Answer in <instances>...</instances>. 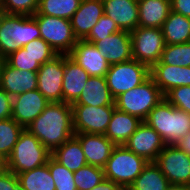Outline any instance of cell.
<instances>
[{
    "instance_id": "52a82bcc",
    "label": "cell",
    "mask_w": 190,
    "mask_h": 190,
    "mask_svg": "<svg viewBox=\"0 0 190 190\" xmlns=\"http://www.w3.org/2000/svg\"><path fill=\"white\" fill-rule=\"evenodd\" d=\"M149 77L150 68L135 59L110 65L105 76L114 99L121 93L141 85Z\"/></svg>"
},
{
    "instance_id": "7dc6e473",
    "label": "cell",
    "mask_w": 190,
    "mask_h": 190,
    "mask_svg": "<svg viewBox=\"0 0 190 190\" xmlns=\"http://www.w3.org/2000/svg\"><path fill=\"white\" fill-rule=\"evenodd\" d=\"M5 168V160L0 156V171L4 170Z\"/></svg>"
},
{
    "instance_id": "44dd1931",
    "label": "cell",
    "mask_w": 190,
    "mask_h": 190,
    "mask_svg": "<svg viewBox=\"0 0 190 190\" xmlns=\"http://www.w3.org/2000/svg\"><path fill=\"white\" fill-rule=\"evenodd\" d=\"M90 75L69 55L64 54V76L62 79L63 102L74 104L81 95Z\"/></svg>"
},
{
    "instance_id": "836d02e7",
    "label": "cell",
    "mask_w": 190,
    "mask_h": 190,
    "mask_svg": "<svg viewBox=\"0 0 190 190\" xmlns=\"http://www.w3.org/2000/svg\"><path fill=\"white\" fill-rule=\"evenodd\" d=\"M47 166L54 179L56 190H77L74 181V172L62 166L52 156L49 157Z\"/></svg>"
},
{
    "instance_id": "277c9868",
    "label": "cell",
    "mask_w": 190,
    "mask_h": 190,
    "mask_svg": "<svg viewBox=\"0 0 190 190\" xmlns=\"http://www.w3.org/2000/svg\"><path fill=\"white\" fill-rule=\"evenodd\" d=\"M50 156L51 152L29 130L24 129L6 159L5 167L17 175L47 164Z\"/></svg>"
},
{
    "instance_id": "ee69618b",
    "label": "cell",
    "mask_w": 190,
    "mask_h": 190,
    "mask_svg": "<svg viewBox=\"0 0 190 190\" xmlns=\"http://www.w3.org/2000/svg\"><path fill=\"white\" fill-rule=\"evenodd\" d=\"M91 190H124L120 185L114 183L113 181L105 179L100 184L96 185Z\"/></svg>"
},
{
    "instance_id": "e0dca14e",
    "label": "cell",
    "mask_w": 190,
    "mask_h": 190,
    "mask_svg": "<svg viewBox=\"0 0 190 190\" xmlns=\"http://www.w3.org/2000/svg\"><path fill=\"white\" fill-rule=\"evenodd\" d=\"M74 136L80 141L87 165L104 168L116 145L102 134L77 133Z\"/></svg>"
},
{
    "instance_id": "4fadbf2b",
    "label": "cell",
    "mask_w": 190,
    "mask_h": 190,
    "mask_svg": "<svg viewBox=\"0 0 190 190\" xmlns=\"http://www.w3.org/2000/svg\"><path fill=\"white\" fill-rule=\"evenodd\" d=\"M165 145L160 134L143 121L124 143L127 149L142 156L148 162H154Z\"/></svg>"
},
{
    "instance_id": "f35d334b",
    "label": "cell",
    "mask_w": 190,
    "mask_h": 190,
    "mask_svg": "<svg viewBox=\"0 0 190 190\" xmlns=\"http://www.w3.org/2000/svg\"><path fill=\"white\" fill-rule=\"evenodd\" d=\"M120 31L113 19L103 14L84 40H101Z\"/></svg>"
},
{
    "instance_id": "e575fe53",
    "label": "cell",
    "mask_w": 190,
    "mask_h": 190,
    "mask_svg": "<svg viewBox=\"0 0 190 190\" xmlns=\"http://www.w3.org/2000/svg\"><path fill=\"white\" fill-rule=\"evenodd\" d=\"M39 0H0V12L32 16L37 12Z\"/></svg>"
},
{
    "instance_id": "7bdbcfd3",
    "label": "cell",
    "mask_w": 190,
    "mask_h": 190,
    "mask_svg": "<svg viewBox=\"0 0 190 190\" xmlns=\"http://www.w3.org/2000/svg\"><path fill=\"white\" fill-rule=\"evenodd\" d=\"M174 145L190 156V132L175 142Z\"/></svg>"
},
{
    "instance_id": "8fae6325",
    "label": "cell",
    "mask_w": 190,
    "mask_h": 190,
    "mask_svg": "<svg viewBox=\"0 0 190 190\" xmlns=\"http://www.w3.org/2000/svg\"><path fill=\"white\" fill-rule=\"evenodd\" d=\"M73 112L74 134L90 133L105 135L115 106L93 107L71 105Z\"/></svg>"
},
{
    "instance_id": "4316f807",
    "label": "cell",
    "mask_w": 190,
    "mask_h": 190,
    "mask_svg": "<svg viewBox=\"0 0 190 190\" xmlns=\"http://www.w3.org/2000/svg\"><path fill=\"white\" fill-rule=\"evenodd\" d=\"M165 44L190 42V18L171 11L162 26Z\"/></svg>"
},
{
    "instance_id": "f6af8a7d",
    "label": "cell",
    "mask_w": 190,
    "mask_h": 190,
    "mask_svg": "<svg viewBox=\"0 0 190 190\" xmlns=\"http://www.w3.org/2000/svg\"><path fill=\"white\" fill-rule=\"evenodd\" d=\"M6 64V58H4L1 54H0V80H1V75L3 73V68Z\"/></svg>"
},
{
    "instance_id": "484cf974",
    "label": "cell",
    "mask_w": 190,
    "mask_h": 190,
    "mask_svg": "<svg viewBox=\"0 0 190 190\" xmlns=\"http://www.w3.org/2000/svg\"><path fill=\"white\" fill-rule=\"evenodd\" d=\"M51 156L69 171L76 172L87 165L80 141L71 137L51 152Z\"/></svg>"
},
{
    "instance_id": "8d00e7d4",
    "label": "cell",
    "mask_w": 190,
    "mask_h": 190,
    "mask_svg": "<svg viewBox=\"0 0 190 190\" xmlns=\"http://www.w3.org/2000/svg\"><path fill=\"white\" fill-rule=\"evenodd\" d=\"M41 65L52 60L58 53L42 38H37L23 46Z\"/></svg>"
},
{
    "instance_id": "74e56055",
    "label": "cell",
    "mask_w": 190,
    "mask_h": 190,
    "mask_svg": "<svg viewBox=\"0 0 190 190\" xmlns=\"http://www.w3.org/2000/svg\"><path fill=\"white\" fill-rule=\"evenodd\" d=\"M164 98L174 107L190 114V85L174 87L164 95Z\"/></svg>"
},
{
    "instance_id": "d6986e66",
    "label": "cell",
    "mask_w": 190,
    "mask_h": 190,
    "mask_svg": "<svg viewBox=\"0 0 190 190\" xmlns=\"http://www.w3.org/2000/svg\"><path fill=\"white\" fill-rule=\"evenodd\" d=\"M150 77L165 95L174 87L190 85V66L167 65L159 61L150 68Z\"/></svg>"
},
{
    "instance_id": "4dcf8cb0",
    "label": "cell",
    "mask_w": 190,
    "mask_h": 190,
    "mask_svg": "<svg viewBox=\"0 0 190 190\" xmlns=\"http://www.w3.org/2000/svg\"><path fill=\"white\" fill-rule=\"evenodd\" d=\"M23 130L24 128L12 117L0 120V156L5 161Z\"/></svg>"
},
{
    "instance_id": "d590c367",
    "label": "cell",
    "mask_w": 190,
    "mask_h": 190,
    "mask_svg": "<svg viewBox=\"0 0 190 190\" xmlns=\"http://www.w3.org/2000/svg\"><path fill=\"white\" fill-rule=\"evenodd\" d=\"M6 63L14 69L32 72H37L41 67V64L23 47L7 56Z\"/></svg>"
},
{
    "instance_id": "7a4b0ae2",
    "label": "cell",
    "mask_w": 190,
    "mask_h": 190,
    "mask_svg": "<svg viewBox=\"0 0 190 190\" xmlns=\"http://www.w3.org/2000/svg\"><path fill=\"white\" fill-rule=\"evenodd\" d=\"M160 134L166 145H174L190 132V114L162 99L143 121Z\"/></svg>"
},
{
    "instance_id": "7c38bea8",
    "label": "cell",
    "mask_w": 190,
    "mask_h": 190,
    "mask_svg": "<svg viewBox=\"0 0 190 190\" xmlns=\"http://www.w3.org/2000/svg\"><path fill=\"white\" fill-rule=\"evenodd\" d=\"M64 54L45 62L37 71V90L49 102H63Z\"/></svg>"
},
{
    "instance_id": "ac0fdd59",
    "label": "cell",
    "mask_w": 190,
    "mask_h": 190,
    "mask_svg": "<svg viewBox=\"0 0 190 190\" xmlns=\"http://www.w3.org/2000/svg\"><path fill=\"white\" fill-rule=\"evenodd\" d=\"M103 14L102 0H81L79 8L70 19L74 36L84 40Z\"/></svg>"
},
{
    "instance_id": "30bf717a",
    "label": "cell",
    "mask_w": 190,
    "mask_h": 190,
    "mask_svg": "<svg viewBox=\"0 0 190 190\" xmlns=\"http://www.w3.org/2000/svg\"><path fill=\"white\" fill-rule=\"evenodd\" d=\"M154 163L171 186L190 187V156L175 145H165Z\"/></svg>"
},
{
    "instance_id": "5bb4252c",
    "label": "cell",
    "mask_w": 190,
    "mask_h": 190,
    "mask_svg": "<svg viewBox=\"0 0 190 190\" xmlns=\"http://www.w3.org/2000/svg\"><path fill=\"white\" fill-rule=\"evenodd\" d=\"M48 104L50 102L37 89L24 92L13 97L11 117L27 129Z\"/></svg>"
},
{
    "instance_id": "ffe728a7",
    "label": "cell",
    "mask_w": 190,
    "mask_h": 190,
    "mask_svg": "<svg viewBox=\"0 0 190 190\" xmlns=\"http://www.w3.org/2000/svg\"><path fill=\"white\" fill-rule=\"evenodd\" d=\"M104 14L114 20L120 30L132 32L138 27V0H102Z\"/></svg>"
},
{
    "instance_id": "b9f144b4",
    "label": "cell",
    "mask_w": 190,
    "mask_h": 190,
    "mask_svg": "<svg viewBox=\"0 0 190 190\" xmlns=\"http://www.w3.org/2000/svg\"><path fill=\"white\" fill-rule=\"evenodd\" d=\"M171 11L190 18V0H170Z\"/></svg>"
},
{
    "instance_id": "2e32d148",
    "label": "cell",
    "mask_w": 190,
    "mask_h": 190,
    "mask_svg": "<svg viewBox=\"0 0 190 190\" xmlns=\"http://www.w3.org/2000/svg\"><path fill=\"white\" fill-rule=\"evenodd\" d=\"M93 43L100 54L107 58L110 65L126 62L132 59V41L130 32L118 31L101 40H85Z\"/></svg>"
},
{
    "instance_id": "60d3db41",
    "label": "cell",
    "mask_w": 190,
    "mask_h": 190,
    "mask_svg": "<svg viewBox=\"0 0 190 190\" xmlns=\"http://www.w3.org/2000/svg\"><path fill=\"white\" fill-rule=\"evenodd\" d=\"M12 97L0 88V120L11 118Z\"/></svg>"
},
{
    "instance_id": "7402d4cb",
    "label": "cell",
    "mask_w": 190,
    "mask_h": 190,
    "mask_svg": "<svg viewBox=\"0 0 190 190\" xmlns=\"http://www.w3.org/2000/svg\"><path fill=\"white\" fill-rule=\"evenodd\" d=\"M0 88L12 98L35 90L37 89V72L14 69L6 63L1 75Z\"/></svg>"
},
{
    "instance_id": "d6a6232c",
    "label": "cell",
    "mask_w": 190,
    "mask_h": 190,
    "mask_svg": "<svg viewBox=\"0 0 190 190\" xmlns=\"http://www.w3.org/2000/svg\"><path fill=\"white\" fill-rule=\"evenodd\" d=\"M105 180L103 168L86 165L74 172L77 190H91Z\"/></svg>"
},
{
    "instance_id": "8992f818",
    "label": "cell",
    "mask_w": 190,
    "mask_h": 190,
    "mask_svg": "<svg viewBox=\"0 0 190 190\" xmlns=\"http://www.w3.org/2000/svg\"><path fill=\"white\" fill-rule=\"evenodd\" d=\"M164 98L154 80L149 77L141 85L121 93L114 99L115 107L144 121L149 112Z\"/></svg>"
},
{
    "instance_id": "6da1fadb",
    "label": "cell",
    "mask_w": 190,
    "mask_h": 190,
    "mask_svg": "<svg viewBox=\"0 0 190 190\" xmlns=\"http://www.w3.org/2000/svg\"><path fill=\"white\" fill-rule=\"evenodd\" d=\"M50 152L74 136L72 106L50 102L27 127Z\"/></svg>"
},
{
    "instance_id": "cb8c5ba5",
    "label": "cell",
    "mask_w": 190,
    "mask_h": 190,
    "mask_svg": "<svg viewBox=\"0 0 190 190\" xmlns=\"http://www.w3.org/2000/svg\"><path fill=\"white\" fill-rule=\"evenodd\" d=\"M170 12V0H138V26L162 28Z\"/></svg>"
},
{
    "instance_id": "83f0119b",
    "label": "cell",
    "mask_w": 190,
    "mask_h": 190,
    "mask_svg": "<svg viewBox=\"0 0 190 190\" xmlns=\"http://www.w3.org/2000/svg\"><path fill=\"white\" fill-rule=\"evenodd\" d=\"M171 184L154 162H149L127 190H168Z\"/></svg>"
},
{
    "instance_id": "d4e9b609",
    "label": "cell",
    "mask_w": 190,
    "mask_h": 190,
    "mask_svg": "<svg viewBox=\"0 0 190 190\" xmlns=\"http://www.w3.org/2000/svg\"><path fill=\"white\" fill-rule=\"evenodd\" d=\"M141 123L138 117L115 108L105 136L115 145H124Z\"/></svg>"
},
{
    "instance_id": "1f68e13d",
    "label": "cell",
    "mask_w": 190,
    "mask_h": 190,
    "mask_svg": "<svg viewBox=\"0 0 190 190\" xmlns=\"http://www.w3.org/2000/svg\"><path fill=\"white\" fill-rule=\"evenodd\" d=\"M163 64L190 66V42L166 44L159 60Z\"/></svg>"
},
{
    "instance_id": "603a6c76",
    "label": "cell",
    "mask_w": 190,
    "mask_h": 190,
    "mask_svg": "<svg viewBox=\"0 0 190 190\" xmlns=\"http://www.w3.org/2000/svg\"><path fill=\"white\" fill-rule=\"evenodd\" d=\"M72 105L93 107L115 106L105 77L90 76L82 89L78 100Z\"/></svg>"
},
{
    "instance_id": "5b68a950",
    "label": "cell",
    "mask_w": 190,
    "mask_h": 190,
    "mask_svg": "<svg viewBox=\"0 0 190 190\" xmlns=\"http://www.w3.org/2000/svg\"><path fill=\"white\" fill-rule=\"evenodd\" d=\"M148 163L124 145H116L103 168L105 179L127 190Z\"/></svg>"
},
{
    "instance_id": "9c48e42d",
    "label": "cell",
    "mask_w": 190,
    "mask_h": 190,
    "mask_svg": "<svg viewBox=\"0 0 190 190\" xmlns=\"http://www.w3.org/2000/svg\"><path fill=\"white\" fill-rule=\"evenodd\" d=\"M132 41V59L151 68L159 62L165 48V40L161 28L138 26L130 32Z\"/></svg>"
},
{
    "instance_id": "9a60e30c",
    "label": "cell",
    "mask_w": 190,
    "mask_h": 190,
    "mask_svg": "<svg viewBox=\"0 0 190 190\" xmlns=\"http://www.w3.org/2000/svg\"><path fill=\"white\" fill-rule=\"evenodd\" d=\"M68 55L90 76L105 77L110 67L97 46L85 40H77Z\"/></svg>"
},
{
    "instance_id": "ba28073f",
    "label": "cell",
    "mask_w": 190,
    "mask_h": 190,
    "mask_svg": "<svg viewBox=\"0 0 190 190\" xmlns=\"http://www.w3.org/2000/svg\"><path fill=\"white\" fill-rule=\"evenodd\" d=\"M32 17L39 26L41 38L58 54L68 55L72 51L78 39L74 36L69 19L45 14H34Z\"/></svg>"
},
{
    "instance_id": "f546056e",
    "label": "cell",
    "mask_w": 190,
    "mask_h": 190,
    "mask_svg": "<svg viewBox=\"0 0 190 190\" xmlns=\"http://www.w3.org/2000/svg\"><path fill=\"white\" fill-rule=\"evenodd\" d=\"M81 0H39L35 14L71 19L79 8Z\"/></svg>"
},
{
    "instance_id": "3957f363",
    "label": "cell",
    "mask_w": 190,
    "mask_h": 190,
    "mask_svg": "<svg viewBox=\"0 0 190 190\" xmlns=\"http://www.w3.org/2000/svg\"><path fill=\"white\" fill-rule=\"evenodd\" d=\"M41 38L32 16L0 12V54L6 58L30 41Z\"/></svg>"
},
{
    "instance_id": "bcb514c9",
    "label": "cell",
    "mask_w": 190,
    "mask_h": 190,
    "mask_svg": "<svg viewBox=\"0 0 190 190\" xmlns=\"http://www.w3.org/2000/svg\"><path fill=\"white\" fill-rule=\"evenodd\" d=\"M168 190H190L188 186H171Z\"/></svg>"
},
{
    "instance_id": "ab89813d",
    "label": "cell",
    "mask_w": 190,
    "mask_h": 190,
    "mask_svg": "<svg viewBox=\"0 0 190 190\" xmlns=\"http://www.w3.org/2000/svg\"><path fill=\"white\" fill-rule=\"evenodd\" d=\"M19 180L16 174L6 168L0 171V190H18Z\"/></svg>"
},
{
    "instance_id": "f1b7e54d",
    "label": "cell",
    "mask_w": 190,
    "mask_h": 190,
    "mask_svg": "<svg viewBox=\"0 0 190 190\" xmlns=\"http://www.w3.org/2000/svg\"><path fill=\"white\" fill-rule=\"evenodd\" d=\"M22 190H56L54 179L47 164L17 174Z\"/></svg>"
}]
</instances>
